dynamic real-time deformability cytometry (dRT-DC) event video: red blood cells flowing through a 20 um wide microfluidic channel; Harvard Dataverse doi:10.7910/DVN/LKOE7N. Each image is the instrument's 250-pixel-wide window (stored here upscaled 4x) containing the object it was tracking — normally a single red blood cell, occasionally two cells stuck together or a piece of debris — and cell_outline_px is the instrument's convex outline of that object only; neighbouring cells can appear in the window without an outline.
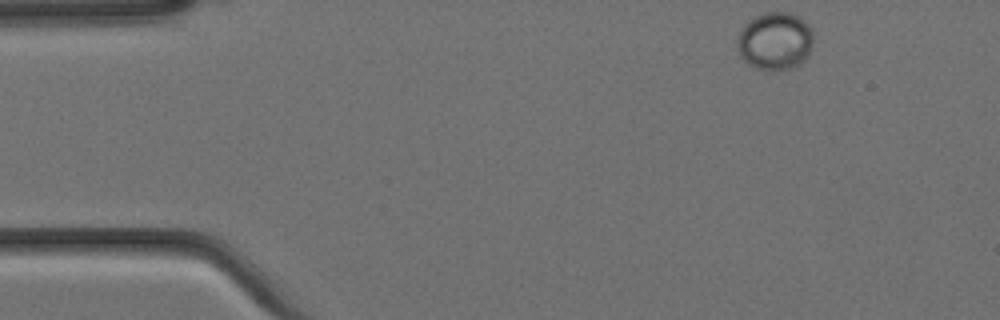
{"species": "Egyptian fruit bat (a non-hibernating species)", "species_latin": "Rousettus aegyptiacus", "temperature_condition": "cold", "stored_images_in_passage": 4, "camera_frame_rate_fps": 3000, "um_per_image_px": 0.085, "animal": {"sex": "female"}, "frame": {"image": 1, "passage_image": 1, "time_ms": 0.0, "image_size_px": [1000, 320], "cell_outline_px": [[812, 44], [808, 56], [800, 64], [792, 68], [776, 72], [772, 72], [756, 68], [748, 64], [740, 56], [736, 44], [736, 40], [744, 24], [748, 20], [764, 12], [788, 12], [800, 16], [808, 24], [812, 32]], "centroid_in_image_um": [65.86, 3.51], "position_along_channel_um": 19.1, "area_um2": 26.13}}